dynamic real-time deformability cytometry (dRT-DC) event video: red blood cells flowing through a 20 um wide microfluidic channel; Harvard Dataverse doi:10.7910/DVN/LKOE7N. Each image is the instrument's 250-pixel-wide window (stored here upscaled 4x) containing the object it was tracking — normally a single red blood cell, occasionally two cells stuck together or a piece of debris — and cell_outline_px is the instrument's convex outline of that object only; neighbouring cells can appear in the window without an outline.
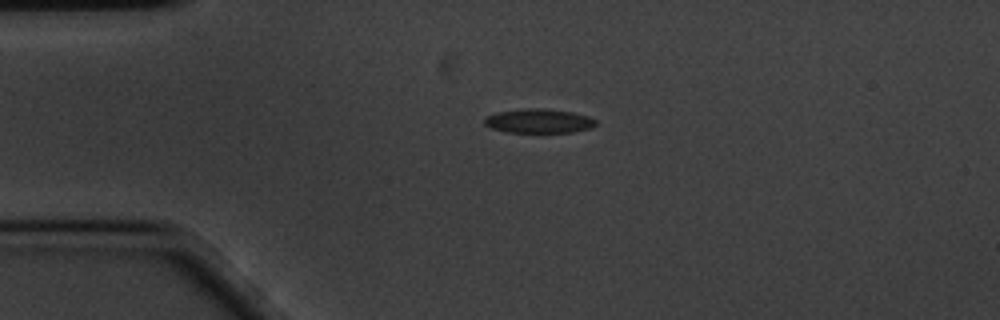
{"species": "common noctule bat (a hibernating species)", "species_latin": "Nyctalus noctula", "temperature_condition": "cold", "stored_images_in_passage": 46, "camera_frame_rate_fps": 3000, "um_per_image_px": 0.085, "animal": {"sex": "male", "body_mass_g": 20.1, "forearm_length_mm": 53.5}, "frame": {"image": 1, "passage_image": 1, "time_ms": 0.0, "image_size_px": [1000, 320], "cell_outline_px": [[596, 124], [588, 128], [572, 132], [508, 132], [492, 128], [484, 124], [484, 116], [496, 112], [528, 108], [540, 108], [572, 112], [588, 116], [596, 120]], "centroid_in_image_um": [45.75, 10.27], "position_along_channel_um": 39.2, "area_um2": 15.55}}
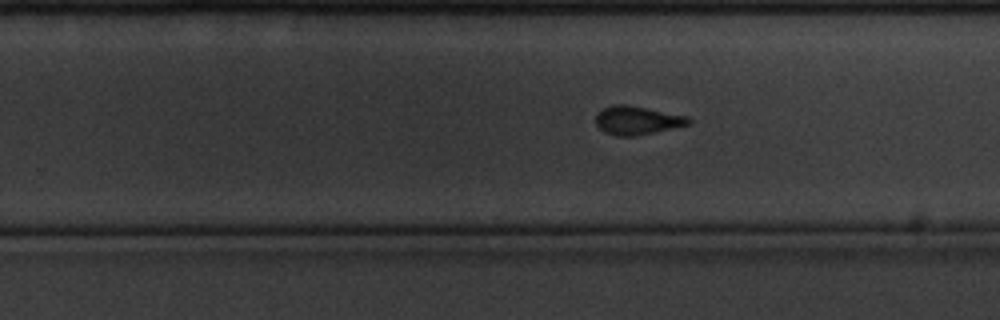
{"frame": {"image": 2, "passage_image": 24, "time_ms": 7.667, "image_size_px": [1000, 320], "cell_outline_px": [[692, 124], [656, 132], [632, 136], [616, 136], [604, 132], [596, 124], [596, 116], [604, 108], [616, 104], [624, 104], [688, 116], [692, 120]], "centroid_in_image_um": [54.2, 10.24], "position_along_channel_um": 275.6, "area_um2": 15.32}}
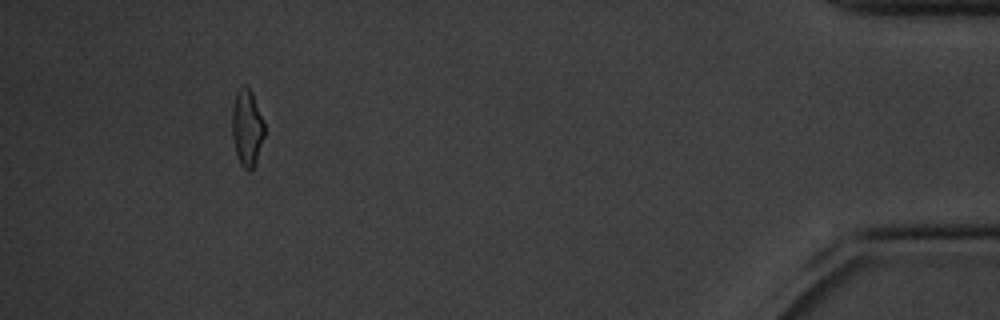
{"frame": {"image": 3, "passage_image": 42, "time_ms": 13.667, "image_size_px": [1000, 320], "cell_outline_px": [[264, 136], [256, 160], [252, 168], [248, 172], [240, 164], [236, 152], [232, 136], [232, 108], [236, 92], [240, 84], [248, 84], [252, 92], [264, 124]], "centroid_in_image_um": [20.97, 10.8], "position_along_channel_um": 414.2, "area_um2": 14.45}, "authors_computed_cell_mechanics": {"area_um2": 15.4326, "velocity_mm_per_s": 3.401, "shape_relaxation_time_tau1_ms": 3.4316, "shape_relaxation_time_tau2_ms": 2.1936, "deformation_change_tau1": 0.1175, "deformation_change_tau2": 0.0973}}